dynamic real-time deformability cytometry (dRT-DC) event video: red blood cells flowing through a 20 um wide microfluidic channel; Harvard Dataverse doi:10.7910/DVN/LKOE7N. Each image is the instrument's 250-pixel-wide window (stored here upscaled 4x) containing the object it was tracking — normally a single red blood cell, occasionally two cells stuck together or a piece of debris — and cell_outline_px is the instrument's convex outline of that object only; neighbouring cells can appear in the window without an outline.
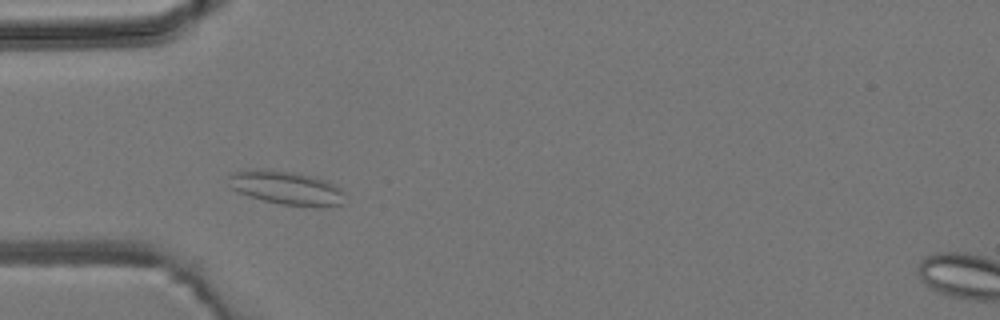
{"species": "common noctule bat (a hibernating species)", "species_latin": "Nyctalus noctula", "temperature_condition": "room temperature", "stored_images_in_passage": 4, "camera_frame_rate_fps": 3000, "um_per_image_px": 0.085, "animal": {"sex": "male", "body_mass_g": 19.2, "forearm_length_mm": 51.8}, "frame": {"image": 1, "passage_image": 3, "time_ms": 2.333, "image_size_px": [1000, 320], "cell_outline_px": [[344, 204], [320, 208], [284, 204], [264, 200], [248, 196], [232, 188], [228, 176], [232, 172], [256, 168], [292, 172], [312, 176], [324, 180], [340, 188], [344, 192]], "centroid_in_image_um": [24.37, 15.98], "position_along_channel_um": 60.6, "area_um2": 22.77}}